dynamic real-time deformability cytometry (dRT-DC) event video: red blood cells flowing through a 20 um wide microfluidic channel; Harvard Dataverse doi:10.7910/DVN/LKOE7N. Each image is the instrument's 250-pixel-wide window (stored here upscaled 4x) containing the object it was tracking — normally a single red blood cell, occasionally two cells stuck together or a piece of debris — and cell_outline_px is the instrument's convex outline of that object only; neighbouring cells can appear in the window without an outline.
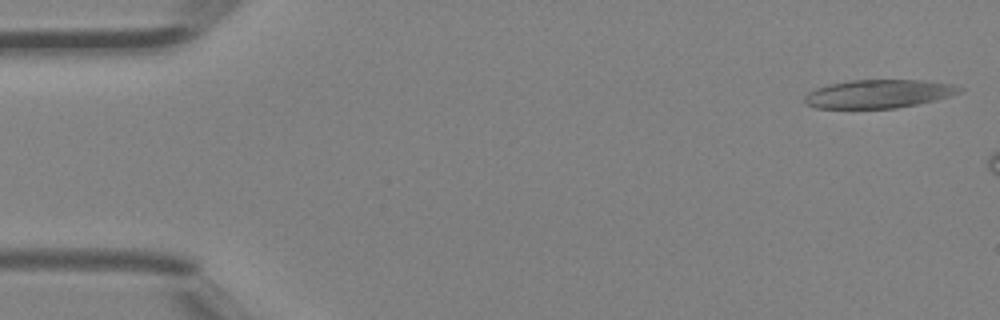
{"species": "Egyptian fruit bat (a non-hibernating species)", "species_latin": "Rousettus aegyptiacus", "temperature_condition": "room temperature", "stored_images_in_passage": 6, "camera_frame_rate_fps": 3000, "um_per_image_px": 0.085, "animal": {"sex": "female"}, "frame": {"image": 1, "passage_image": 1, "time_ms": 0.0, "image_size_px": [1000, 320], "cell_outline_px": [[964, 88], [960, 92], [948, 96], [916, 104], [896, 108], [816, 108], [808, 104], [804, 100], [804, 96], [808, 92], [816, 88], [832, 84], [852, 80], [920, 80], [952, 84]], "centroid_in_image_um": [74.66, 7.97], "position_along_channel_um": 10.3, "area_um2": 25.26}}